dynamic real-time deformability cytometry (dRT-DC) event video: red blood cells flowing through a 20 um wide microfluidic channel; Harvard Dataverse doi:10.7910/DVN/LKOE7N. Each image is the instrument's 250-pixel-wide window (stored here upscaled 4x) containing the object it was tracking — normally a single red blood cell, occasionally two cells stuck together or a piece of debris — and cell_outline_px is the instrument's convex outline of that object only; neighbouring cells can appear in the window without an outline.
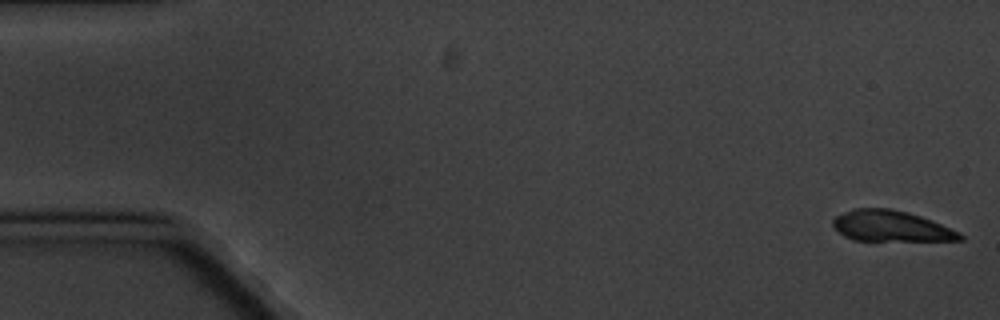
{"species": "common noctule bat (a hibernating species)", "species_latin": "Nyctalus noctula", "temperature_condition": "cold", "stored_images_in_passage": 6, "camera_frame_rate_fps": 3000, "um_per_image_px": 0.085, "animal": {"sex": "male", "body_mass_g": 20.1, "forearm_length_mm": 53.5}, "frame": {"image": 1, "passage_image": 1, "time_ms": 0.0, "image_size_px": [1000, 320], "cell_outline_px": [[964, 240], [852, 240], [844, 236], [832, 224], [832, 220], [836, 216], [852, 208], [892, 208], [908, 212], [932, 220], [960, 232], [964, 236]], "centroid_in_image_um": [75.74, 19.21], "position_along_channel_um": 9.3, "area_um2": 22.77}}
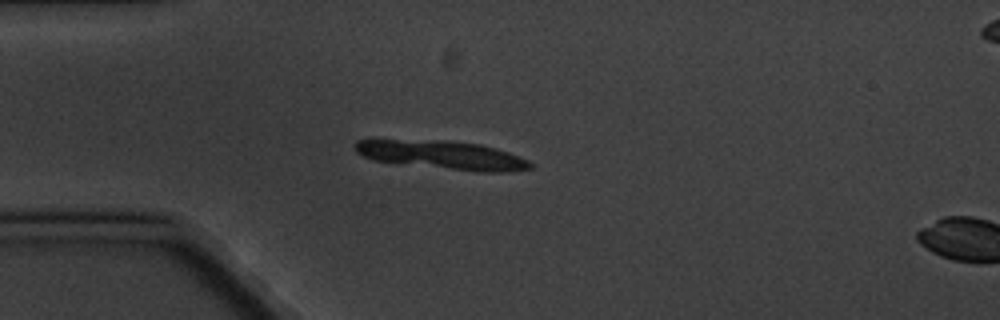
{"frame": {"image": 2, "passage_image": 5, "time_ms": 4.667, "image_size_px": [1000, 320], "cell_outline_px": [[532, 168], [508, 172], [480, 172], [372, 160], [356, 152], [352, 148], [352, 144], [356, 140], [444, 140], [480, 144], [496, 148], [508, 152], [528, 160], [532, 164]], "centroid_in_image_um": [37.59, 13.17], "position_along_channel_um": 47.4, "area_um2": 29.02}}